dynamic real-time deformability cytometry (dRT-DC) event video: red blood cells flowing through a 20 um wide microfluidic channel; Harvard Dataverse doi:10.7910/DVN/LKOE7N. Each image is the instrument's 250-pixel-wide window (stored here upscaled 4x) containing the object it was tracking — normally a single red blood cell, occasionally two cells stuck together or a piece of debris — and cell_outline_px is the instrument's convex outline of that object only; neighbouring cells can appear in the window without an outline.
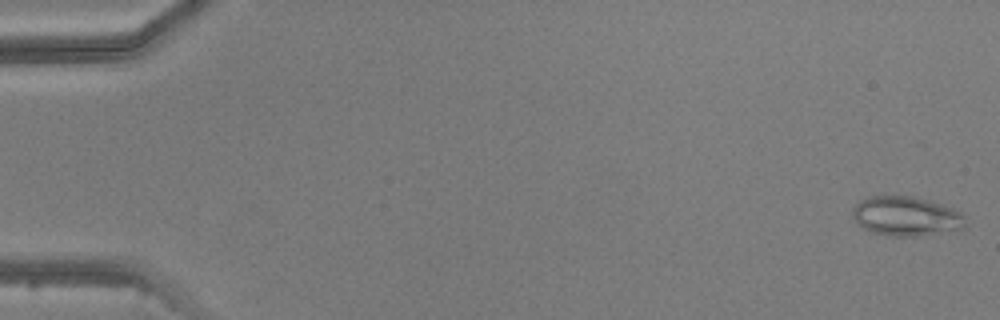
{"species": "common noctule bat (a hibernating species)", "species_latin": "Nyctalus noctula", "temperature_condition": "warm", "stored_images_in_passage": 4, "camera_frame_rate_fps": 3000, "um_per_image_px": 0.085, "animal": {"sex": "male", "body_mass_g": 20.5, "forearm_length_mm": 52.5}, "frame": {"image": 1, "passage_image": 1, "time_ms": 0.0, "image_size_px": [1000, 320], "cell_outline_px": [[968, 228], [920, 236], [892, 236], [872, 232], [864, 228], [852, 216], [852, 208], [860, 200], [868, 196], [912, 196], [928, 200], [952, 208], [960, 212], [964, 216]], "centroid_in_image_um": [77.04, 18.38], "position_along_channel_um": 8.0, "area_um2": 26.01}}